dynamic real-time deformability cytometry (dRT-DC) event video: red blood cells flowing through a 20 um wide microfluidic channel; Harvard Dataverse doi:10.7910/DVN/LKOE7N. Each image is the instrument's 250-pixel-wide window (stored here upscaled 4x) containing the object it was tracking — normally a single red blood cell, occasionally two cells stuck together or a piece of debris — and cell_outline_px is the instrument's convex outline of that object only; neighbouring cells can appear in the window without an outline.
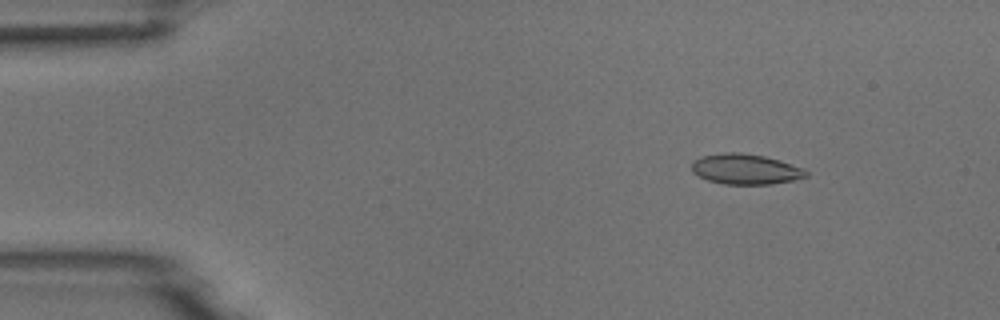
{"species": "common noctule bat (a hibernating species)", "species_latin": "Nyctalus noctula", "temperature_condition": "room temperature", "stored_images_in_passage": 7, "camera_frame_rate_fps": 3000, "um_per_image_px": 0.085, "animal": {"sex": "male", "body_mass_g": 18.8}, "frame": {"image": 1, "passage_image": 1, "time_ms": 0.0, "image_size_px": [1000, 320], "cell_outline_px": [[808, 176], [792, 180], [772, 184], [724, 184], [708, 180], [692, 172], [692, 160], [700, 156], [724, 152], [740, 152], [764, 156], [804, 168], [808, 172]], "centroid_in_image_um": [63.34, 14.37], "position_along_channel_um": 21.7, "area_um2": 20.23}}
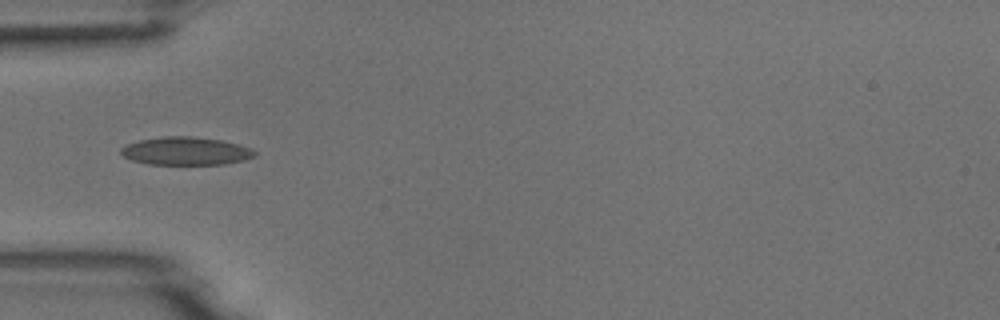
{"frame": {"image": 2, "passage_image": 4, "time_ms": 1.0, "image_size_px": [1000, 320], "cell_outline_px": [[256, 156], [244, 160], [224, 164], [148, 164], [132, 160], [124, 156], [120, 152], [120, 148], [128, 144], [140, 140], [164, 136], [192, 136], [220, 140], [240, 144], [252, 148], [256, 152]], "centroid_in_image_um": [15.83, 12.83], "position_along_channel_um": 69.2, "area_um2": 21.85}}